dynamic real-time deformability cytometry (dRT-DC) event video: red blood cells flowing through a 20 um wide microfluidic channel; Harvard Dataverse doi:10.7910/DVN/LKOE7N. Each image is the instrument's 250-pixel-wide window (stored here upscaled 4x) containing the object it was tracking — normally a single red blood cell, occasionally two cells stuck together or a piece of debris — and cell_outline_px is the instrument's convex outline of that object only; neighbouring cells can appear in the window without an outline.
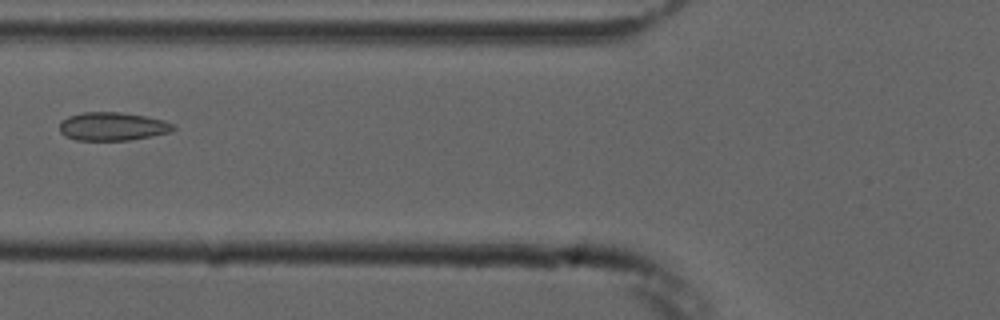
{"species": "common noctule bat (a hibernating species)", "species_latin": "Nyctalus noctula", "temperature_condition": "cold", "stored_images_in_passage": 7, "camera_frame_rate_fps": 3000, "um_per_image_px": 0.085, "animal": {"sex": "male", "forearm_length_mm": 52.5}, "frame": {"image": 1, "passage_image": 6, "time_ms": 6.0, "image_size_px": [1000, 320], "cell_outline_px": [[176, 128], [168, 132], [152, 136], [128, 140], [76, 140], [64, 136], [60, 132], [60, 124], [68, 116], [80, 112], [120, 112], [144, 116], [164, 120], [176, 124]], "centroid_in_image_um": [9.57, 10.74], "position_along_channel_um": 116.2, "area_um2": 18.79}}
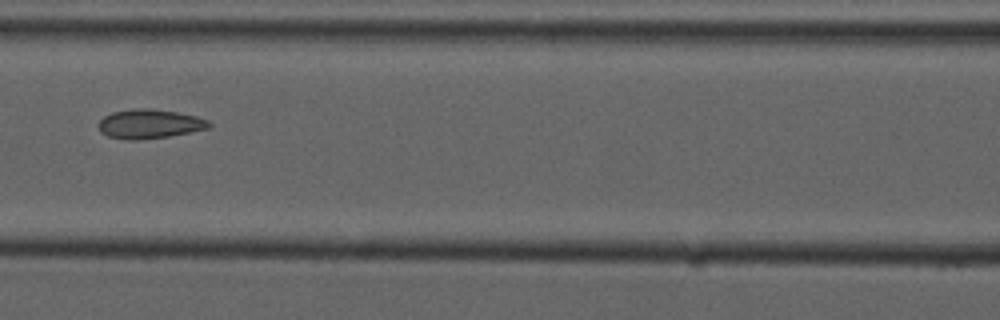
{"frame": {"image": 2, "passage_image": 7, "time_ms": 7.0, "image_size_px": [1000, 320], "cell_outline_px": [[212, 128], [168, 136], [136, 140], [128, 140], [108, 136], [100, 132], [100, 120], [104, 116], [112, 112], [132, 108], [148, 108], [176, 112], [196, 116], [208, 120], [212, 124]], "centroid_in_image_um": [12.73, 10.53], "position_along_channel_um": 153.9, "area_um2": 18.79}}